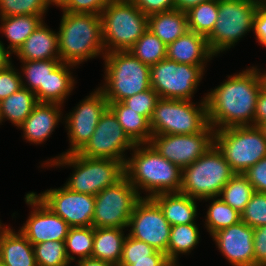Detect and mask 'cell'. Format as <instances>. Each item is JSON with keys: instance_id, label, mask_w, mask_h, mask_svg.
<instances>
[{"instance_id": "cell-1", "label": "cell", "mask_w": 266, "mask_h": 266, "mask_svg": "<svg viewBox=\"0 0 266 266\" xmlns=\"http://www.w3.org/2000/svg\"><path fill=\"white\" fill-rule=\"evenodd\" d=\"M250 68L228 76L225 82L206 94L208 123L215 130L254 126L257 98L264 85L259 69Z\"/></svg>"}, {"instance_id": "cell-2", "label": "cell", "mask_w": 266, "mask_h": 266, "mask_svg": "<svg viewBox=\"0 0 266 266\" xmlns=\"http://www.w3.org/2000/svg\"><path fill=\"white\" fill-rule=\"evenodd\" d=\"M132 150L134 154L126 159L124 173L139 196L140 189L149 193L145 198L160 193L180 192V167L161 156L150 143L136 144Z\"/></svg>"}, {"instance_id": "cell-3", "label": "cell", "mask_w": 266, "mask_h": 266, "mask_svg": "<svg viewBox=\"0 0 266 266\" xmlns=\"http://www.w3.org/2000/svg\"><path fill=\"white\" fill-rule=\"evenodd\" d=\"M60 60L79 65L87 59L105 55L100 15L63 11L58 31Z\"/></svg>"}, {"instance_id": "cell-4", "label": "cell", "mask_w": 266, "mask_h": 266, "mask_svg": "<svg viewBox=\"0 0 266 266\" xmlns=\"http://www.w3.org/2000/svg\"><path fill=\"white\" fill-rule=\"evenodd\" d=\"M46 166H71L74 168L66 184L74 192L95 196L113 186L124 176V163L114 159L89 158L79 153L62 154L45 162Z\"/></svg>"}, {"instance_id": "cell-5", "label": "cell", "mask_w": 266, "mask_h": 266, "mask_svg": "<svg viewBox=\"0 0 266 266\" xmlns=\"http://www.w3.org/2000/svg\"><path fill=\"white\" fill-rule=\"evenodd\" d=\"M105 83L99 87L108 102L126 98L151 88L150 66L142 63L129 51L105 53Z\"/></svg>"}, {"instance_id": "cell-6", "label": "cell", "mask_w": 266, "mask_h": 266, "mask_svg": "<svg viewBox=\"0 0 266 266\" xmlns=\"http://www.w3.org/2000/svg\"><path fill=\"white\" fill-rule=\"evenodd\" d=\"M100 17L105 53L128 51L148 28V16L131 0L110 2Z\"/></svg>"}, {"instance_id": "cell-7", "label": "cell", "mask_w": 266, "mask_h": 266, "mask_svg": "<svg viewBox=\"0 0 266 266\" xmlns=\"http://www.w3.org/2000/svg\"><path fill=\"white\" fill-rule=\"evenodd\" d=\"M234 174L223 153L214 144L200 158L182 169L180 192L198 200L219 197L222 188Z\"/></svg>"}, {"instance_id": "cell-8", "label": "cell", "mask_w": 266, "mask_h": 266, "mask_svg": "<svg viewBox=\"0 0 266 266\" xmlns=\"http://www.w3.org/2000/svg\"><path fill=\"white\" fill-rule=\"evenodd\" d=\"M202 100L195 106L191 100L160 98L149 120L152 135L202 132L209 125L205 97Z\"/></svg>"}, {"instance_id": "cell-9", "label": "cell", "mask_w": 266, "mask_h": 266, "mask_svg": "<svg viewBox=\"0 0 266 266\" xmlns=\"http://www.w3.org/2000/svg\"><path fill=\"white\" fill-rule=\"evenodd\" d=\"M259 4L257 0H218V18L207 37L210 51L215 56L234 47L253 30V18Z\"/></svg>"}, {"instance_id": "cell-10", "label": "cell", "mask_w": 266, "mask_h": 266, "mask_svg": "<svg viewBox=\"0 0 266 266\" xmlns=\"http://www.w3.org/2000/svg\"><path fill=\"white\" fill-rule=\"evenodd\" d=\"M215 145L234 173L243 174L266 156V139L258 126L216 130Z\"/></svg>"}, {"instance_id": "cell-11", "label": "cell", "mask_w": 266, "mask_h": 266, "mask_svg": "<svg viewBox=\"0 0 266 266\" xmlns=\"http://www.w3.org/2000/svg\"><path fill=\"white\" fill-rule=\"evenodd\" d=\"M205 67L177 63L165 58L150 66V85L160 98L192 100Z\"/></svg>"}, {"instance_id": "cell-12", "label": "cell", "mask_w": 266, "mask_h": 266, "mask_svg": "<svg viewBox=\"0 0 266 266\" xmlns=\"http://www.w3.org/2000/svg\"><path fill=\"white\" fill-rule=\"evenodd\" d=\"M142 198L130 181L124 176L113 186L95 195L92 220L94 228L128 227L136 203Z\"/></svg>"}, {"instance_id": "cell-13", "label": "cell", "mask_w": 266, "mask_h": 266, "mask_svg": "<svg viewBox=\"0 0 266 266\" xmlns=\"http://www.w3.org/2000/svg\"><path fill=\"white\" fill-rule=\"evenodd\" d=\"M215 129L209 124L195 134L152 135L150 144L181 169L192 164L215 144Z\"/></svg>"}, {"instance_id": "cell-14", "label": "cell", "mask_w": 266, "mask_h": 266, "mask_svg": "<svg viewBox=\"0 0 266 266\" xmlns=\"http://www.w3.org/2000/svg\"><path fill=\"white\" fill-rule=\"evenodd\" d=\"M135 145L118 123L114 112L108 107L102 114L93 135L78 153L84 157L114 159L125 164V150H132Z\"/></svg>"}, {"instance_id": "cell-15", "label": "cell", "mask_w": 266, "mask_h": 266, "mask_svg": "<svg viewBox=\"0 0 266 266\" xmlns=\"http://www.w3.org/2000/svg\"><path fill=\"white\" fill-rule=\"evenodd\" d=\"M128 235L143 241L155 250L166 254L171 225L164 217L159 205L152 198L142 197L129 218Z\"/></svg>"}, {"instance_id": "cell-16", "label": "cell", "mask_w": 266, "mask_h": 266, "mask_svg": "<svg viewBox=\"0 0 266 266\" xmlns=\"http://www.w3.org/2000/svg\"><path fill=\"white\" fill-rule=\"evenodd\" d=\"M109 107L103 91L98 88L87 96L80 104L70 112L64 120L68 130L70 148L63 154L78 153L93 135L96 126Z\"/></svg>"}, {"instance_id": "cell-17", "label": "cell", "mask_w": 266, "mask_h": 266, "mask_svg": "<svg viewBox=\"0 0 266 266\" xmlns=\"http://www.w3.org/2000/svg\"><path fill=\"white\" fill-rule=\"evenodd\" d=\"M36 196L70 227L92 226L95 196L74 192L65 185Z\"/></svg>"}, {"instance_id": "cell-18", "label": "cell", "mask_w": 266, "mask_h": 266, "mask_svg": "<svg viewBox=\"0 0 266 266\" xmlns=\"http://www.w3.org/2000/svg\"><path fill=\"white\" fill-rule=\"evenodd\" d=\"M25 202L33 211L19 231L32 245L47 241H65L70 229L68 223L48 208L35 192L27 193Z\"/></svg>"}, {"instance_id": "cell-19", "label": "cell", "mask_w": 266, "mask_h": 266, "mask_svg": "<svg viewBox=\"0 0 266 266\" xmlns=\"http://www.w3.org/2000/svg\"><path fill=\"white\" fill-rule=\"evenodd\" d=\"M218 250L233 266H254V229L240 221L215 232Z\"/></svg>"}, {"instance_id": "cell-20", "label": "cell", "mask_w": 266, "mask_h": 266, "mask_svg": "<svg viewBox=\"0 0 266 266\" xmlns=\"http://www.w3.org/2000/svg\"><path fill=\"white\" fill-rule=\"evenodd\" d=\"M61 107L62 105L57 103L38 102L31 114L18 127L23 130L25 140L34 144H42L49 138L63 118Z\"/></svg>"}, {"instance_id": "cell-21", "label": "cell", "mask_w": 266, "mask_h": 266, "mask_svg": "<svg viewBox=\"0 0 266 266\" xmlns=\"http://www.w3.org/2000/svg\"><path fill=\"white\" fill-rule=\"evenodd\" d=\"M213 56L207 38L191 30L168 44L166 49L167 59L189 65H205Z\"/></svg>"}, {"instance_id": "cell-22", "label": "cell", "mask_w": 266, "mask_h": 266, "mask_svg": "<svg viewBox=\"0 0 266 266\" xmlns=\"http://www.w3.org/2000/svg\"><path fill=\"white\" fill-rule=\"evenodd\" d=\"M42 22L15 52L21 61L60 60L58 32Z\"/></svg>"}, {"instance_id": "cell-23", "label": "cell", "mask_w": 266, "mask_h": 266, "mask_svg": "<svg viewBox=\"0 0 266 266\" xmlns=\"http://www.w3.org/2000/svg\"><path fill=\"white\" fill-rule=\"evenodd\" d=\"M0 261L5 266H37L33 245L9 226L0 234Z\"/></svg>"}, {"instance_id": "cell-24", "label": "cell", "mask_w": 266, "mask_h": 266, "mask_svg": "<svg viewBox=\"0 0 266 266\" xmlns=\"http://www.w3.org/2000/svg\"><path fill=\"white\" fill-rule=\"evenodd\" d=\"M152 199L159 205L171 226L195 223L198 211L196 198L181 192H171L157 194Z\"/></svg>"}, {"instance_id": "cell-25", "label": "cell", "mask_w": 266, "mask_h": 266, "mask_svg": "<svg viewBox=\"0 0 266 266\" xmlns=\"http://www.w3.org/2000/svg\"><path fill=\"white\" fill-rule=\"evenodd\" d=\"M166 45L188 31L187 14L178 9L148 16V28Z\"/></svg>"}, {"instance_id": "cell-26", "label": "cell", "mask_w": 266, "mask_h": 266, "mask_svg": "<svg viewBox=\"0 0 266 266\" xmlns=\"http://www.w3.org/2000/svg\"><path fill=\"white\" fill-rule=\"evenodd\" d=\"M121 228H94L92 256L118 266L126 238Z\"/></svg>"}, {"instance_id": "cell-27", "label": "cell", "mask_w": 266, "mask_h": 266, "mask_svg": "<svg viewBox=\"0 0 266 266\" xmlns=\"http://www.w3.org/2000/svg\"><path fill=\"white\" fill-rule=\"evenodd\" d=\"M109 108L117 117L118 123L135 144L150 143L152 131L149 121L123 102H109Z\"/></svg>"}, {"instance_id": "cell-28", "label": "cell", "mask_w": 266, "mask_h": 266, "mask_svg": "<svg viewBox=\"0 0 266 266\" xmlns=\"http://www.w3.org/2000/svg\"><path fill=\"white\" fill-rule=\"evenodd\" d=\"M0 19L1 32L10 43L7 49L13 54L44 21L43 15H18L0 17Z\"/></svg>"}, {"instance_id": "cell-29", "label": "cell", "mask_w": 266, "mask_h": 266, "mask_svg": "<svg viewBox=\"0 0 266 266\" xmlns=\"http://www.w3.org/2000/svg\"><path fill=\"white\" fill-rule=\"evenodd\" d=\"M22 62V86L35 93L38 102H46V80L49 74L62 62L61 60H34ZM28 84V85H27Z\"/></svg>"}, {"instance_id": "cell-30", "label": "cell", "mask_w": 266, "mask_h": 266, "mask_svg": "<svg viewBox=\"0 0 266 266\" xmlns=\"http://www.w3.org/2000/svg\"><path fill=\"white\" fill-rule=\"evenodd\" d=\"M37 103L35 93L22 87L19 91L0 101L1 123L7 119L19 127L31 114Z\"/></svg>"}, {"instance_id": "cell-31", "label": "cell", "mask_w": 266, "mask_h": 266, "mask_svg": "<svg viewBox=\"0 0 266 266\" xmlns=\"http://www.w3.org/2000/svg\"><path fill=\"white\" fill-rule=\"evenodd\" d=\"M196 224L189 223L171 226L166 255L174 266H177L178 254L190 253L199 243V228Z\"/></svg>"}, {"instance_id": "cell-32", "label": "cell", "mask_w": 266, "mask_h": 266, "mask_svg": "<svg viewBox=\"0 0 266 266\" xmlns=\"http://www.w3.org/2000/svg\"><path fill=\"white\" fill-rule=\"evenodd\" d=\"M74 65L61 62L46 80V103L63 104L74 89L75 79L69 68Z\"/></svg>"}, {"instance_id": "cell-33", "label": "cell", "mask_w": 266, "mask_h": 266, "mask_svg": "<svg viewBox=\"0 0 266 266\" xmlns=\"http://www.w3.org/2000/svg\"><path fill=\"white\" fill-rule=\"evenodd\" d=\"M188 30L208 37L218 18V0H207L186 11Z\"/></svg>"}, {"instance_id": "cell-34", "label": "cell", "mask_w": 266, "mask_h": 266, "mask_svg": "<svg viewBox=\"0 0 266 266\" xmlns=\"http://www.w3.org/2000/svg\"><path fill=\"white\" fill-rule=\"evenodd\" d=\"M202 200H213L207 210L205 220V228L211 236L215 232L241 221V214L226 204L221 198L209 197Z\"/></svg>"}, {"instance_id": "cell-35", "label": "cell", "mask_w": 266, "mask_h": 266, "mask_svg": "<svg viewBox=\"0 0 266 266\" xmlns=\"http://www.w3.org/2000/svg\"><path fill=\"white\" fill-rule=\"evenodd\" d=\"M254 192L247 177L244 174L235 173L222 188L219 197L241 214Z\"/></svg>"}, {"instance_id": "cell-36", "label": "cell", "mask_w": 266, "mask_h": 266, "mask_svg": "<svg viewBox=\"0 0 266 266\" xmlns=\"http://www.w3.org/2000/svg\"><path fill=\"white\" fill-rule=\"evenodd\" d=\"M167 45L149 29L128 50L142 63L152 66L166 58Z\"/></svg>"}, {"instance_id": "cell-37", "label": "cell", "mask_w": 266, "mask_h": 266, "mask_svg": "<svg viewBox=\"0 0 266 266\" xmlns=\"http://www.w3.org/2000/svg\"><path fill=\"white\" fill-rule=\"evenodd\" d=\"M64 242L70 263L76 259L72 256L74 254L79 257V260L89 258L93 251L94 227H70Z\"/></svg>"}, {"instance_id": "cell-38", "label": "cell", "mask_w": 266, "mask_h": 266, "mask_svg": "<svg viewBox=\"0 0 266 266\" xmlns=\"http://www.w3.org/2000/svg\"><path fill=\"white\" fill-rule=\"evenodd\" d=\"M37 266H69L64 241H47L33 245Z\"/></svg>"}, {"instance_id": "cell-39", "label": "cell", "mask_w": 266, "mask_h": 266, "mask_svg": "<svg viewBox=\"0 0 266 266\" xmlns=\"http://www.w3.org/2000/svg\"><path fill=\"white\" fill-rule=\"evenodd\" d=\"M141 259H168L163 252L155 250L147 243L137 240L129 235L123 243L122 258L118 266H129L132 260Z\"/></svg>"}, {"instance_id": "cell-40", "label": "cell", "mask_w": 266, "mask_h": 266, "mask_svg": "<svg viewBox=\"0 0 266 266\" xmlns=\"http://www.w3.org/2000/svg\"><path fill=\"white\" fill-rule=\"evenodd\" d=\"M51 0H0V17L44 15Z\"/></svg>"}, {"instance_id": "cell-41", "label": "cell", "mask_w": 266, "mask_h": 266, "mask_svg": "<svg viewBox=\"0 0 266 266\" xmlns=\"http://www.w3.org/2000/svg\"><path fill=\"white\" fill-rule=\"evenodd\" d=\"M241 221L253 229L266 225V193L256 191L253 193L241 212Z\"/></svg>"}, {"instance_id": "cell-42", "label": "cell", "mask_w": 266, "mask_h": 266, "mask_svg": "<svg viewBox=\"0 0 266 266\" xmlns=\"http://www.w3.org/2000/svg\"><path fill=\"white\" fill-rule=\"evenodd\" d=\"M159 99L160 96L151 87L144 92L137 93L126 98L122 102L129 108H132V110L137 111L138 114L144 116L149 121Z\"/></svg>"}, {"instance_id": "cell-43", "label": "cell", "mask_w": 266, "mask_h": 266, "mask_svg": "<svg viewBox=\"0 0 266 266\" xmlns=\"http://www.w3.org/2000/svg\"><path fill=\"white\" fill-rule=\"evenodd\" d=\"M114 0H62L57 6L65 12L100 15Z\"/></svg>"}, {"instance_id": "cell-44", "label": "cell", "mask_w": 266, "mask_h": 266, "mask_svg": "<svg viewBox=\"0 0 266 266\" xmlns=\"http://www.w3.org/2000/svg\"><path fill=\"white\" fill-rule=\"evenodd\" d=\"M20 74L12 64L8 68L0 71V101L23 87V77Z\"/></svg>"}, {"instance_id": "cell-45", "label": "cell", "mask_w": 266, "mask_h": 266, "mask_svg": "<svg viewBox=\"0 0 266 266\" xmlns=\"http://www.w3.org/2000/svg\"><path fill=\"white\" fill-rule=\"evenodd\" d=\"M254 191L266 193V156L243 173Z\"/></svg>"}, {"instance_id": "cell-46", "label": "cell", "mask_w": 266, "mask_h": 266, "mask_svg": "<svg viewBox=\"0 0 266 266\" xmlns=\"http://www.w3.org/2000/svg\"><path fill=\"white\" fill-rule=\"evenodd\" d=\"M146 16L176 9L175 0H131Z\"/></svg>"}, {"instance_id": "cell-47", "label": "cell", "mask_w": 266, "mask_h": 266, "mask_svg": "<svg viewBox=\"0 0 266 266\" xmlns=\"http://www.w3.org/2000/svg\"><path fill=\"white\" fill-rule=\"evenodd\" d=\"M254 266H266V225L254 228Z\"/></svg>"}, {"instance_id": "cell-48", "label": "cell", "mask_w": 266, "mask_h": 266, "mask_svg": "<svg viewBox=\"0 0 266 266\" xmlns=\"http://www.w3.org/2000/svg\"><path fill=\"white\" fill-rule=\"evenodd\" d=\"M253 31L258 42L266 46V3H260L255 11Z\"/></svg>"}, {"instance_id": "cell-49", "label": "cell", "mask_w": 266, "mask_h": 266, "mask_svg": "<svg viewBox=\"0 0 266 266\" xmlns=\"http://www.w3.org/2000/svg\"><path fill=\"white\" fill-rule=\"evenodd\" d=\"M266 123V89L263 87L258 95L255 116H254V126Z\"/></svg>"}, {"instance_id": "cell-50", "label": "cell", "mask_w": 266, "mask_h": 266, "mask_svg": "<svg viewBox=\"0 0 266 266\" xmlns=\"http://www.w3.org/2000/svg\"><path fill=\"white\" fill-rule=\"evenodd\" d=\"M129 266H174L169 259H141L132 260Z\"/></svg>"}, {"instance_id": "cell-51", "label": "cell", "mask_w": 266, "mask_h": 266, "mask_svg": "<svg viewBox=\"0 0 266 266\" xmlns=\"http://www.w3.org/2000/svg\"><path fill=\"white\" fill-rule=\"evenodd\" d=\"M12 53L10 50L4 47V44L0 41V71L8 68L12 62L10 55Z\"/></svg>"}, {"instance_id": "cell-52", "label": "cell", "mask_w": 266, "mask_h": 266, "mask_svg": "<svg viewBox=\"0 0 266 266\" xmlns=\"http://www.w3.org/2000/svg\"><path fill=\"white\" fill-rule=\"evenodd\" d=\"M207 0H175V8L183 12Z\"/></svg>"}, {"instance_id": "cell-53", "label": "cell", "mask_w": 266, "mask_h": 266, "mask_svg": "<svg viewBox=\"0 0 266 266\" xmlns=\"http://www.w3.org/2000/svg\"><path fill=\"white\" fill-rule=\"evenodd\" d=\"M77 266H115L112 263L103 261L97 258L89 257L86 259L78 260Z\"/></svg>"}, {"instance_id": "cell-54", "label": "cell", "mask_w": 266, "mask_h": 266, "mask_svg": "<svg viewBox=\"0 0 266 266\" xmlns=\"http://www.w3.org/2000/svg\"><path fill=\"white\" fill-rule=\"evenodd\" d=\"M258 128L261 130L264 138L266 139V123L259 124Z\"/></svg>"}, {"instance_id": "cell-55", "label": "cell", "mask_w": 266, "mask_h": 266, "mask_svg": "<svg viewBox=\"0 0 266 266\" xmlns=\"http://www.w3.org/2000/svg\"><path fill=\"white\" fill-rule=\"evenodd\" d=\"M265 72L266 71H264V73H261V76H262L264 88L266 89V73Z\"/></svg>"}, {"instance_id": "cell-56", "label": "cell", "mask_w": 266, "mask_h": 266, "mask_svg": "<svg viewBox=\"0 0 266 266\" xmlns=\"http://www.w3.org/2000/svg\"><path fill=\"white\" fill-rule=\"evenodd\" d=\"M2 223L0 222V234L7 228V226H3Z\"/></svg>"}, {"instance_id": "cell-57", "label": "cell", "mask_w": 266, "mask_h": 266, "mask_svg": "<svg viewBox=\"0 0 266 266\" xmlns=\"http://www.w3.org/2000/svg\"><path fill=\"white\" fill-rule=\"evenodd\" d=\"M54 5H58L62 0H51Z\"/></svg>"}, {"instance_id": "cell-58", "label": "cell", "mask_w": 266, "mask_h": 266, "mask_svg": "<svg viewBox=\"0 0 266 266\" xmlns=\"http://www.w3.org/2000/svg\"><path fill=\"white\" fill-rule=\"evenodd\" d=\"M260 3H266V0H257Z\"/></svg>"}]
</instances>
